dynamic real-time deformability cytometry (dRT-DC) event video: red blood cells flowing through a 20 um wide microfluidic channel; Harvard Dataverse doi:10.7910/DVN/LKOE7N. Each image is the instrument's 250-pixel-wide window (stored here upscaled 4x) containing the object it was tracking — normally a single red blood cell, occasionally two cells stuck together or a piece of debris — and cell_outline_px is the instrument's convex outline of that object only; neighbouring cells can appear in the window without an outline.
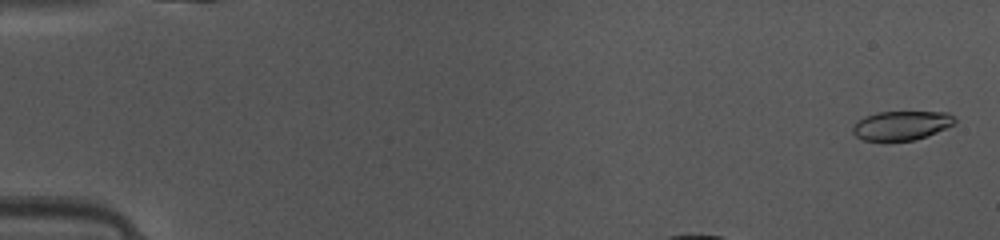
{"species": "common noctule bat (a hibernating species)", "species_latin": "Nyctalus noctula", "temperature_condition": "warm", "stored_images_in_passage": 11, "camera_frame_rate_fps": 3000, "um_per_image_px": 0.085, "animal": {"sex": "female", "body_mass_g": 10.0, "forearm_length_mm": 53.1}, "frame": {"image": 1, "passage_image": 2, "time_ms": 0.333, "image_size_px": [1000, 240], "cell_outline_px": [[956, 124], [916, 140], [864, 140], [856, 136], [852, 132], [852, 128], [864, 116], [876, 112], [948, 112], [956, 120]], "centroid_in_image_um": [76.64, 10.65], "position_along_channel_um": 8.4, "area_um2": 17.17}}